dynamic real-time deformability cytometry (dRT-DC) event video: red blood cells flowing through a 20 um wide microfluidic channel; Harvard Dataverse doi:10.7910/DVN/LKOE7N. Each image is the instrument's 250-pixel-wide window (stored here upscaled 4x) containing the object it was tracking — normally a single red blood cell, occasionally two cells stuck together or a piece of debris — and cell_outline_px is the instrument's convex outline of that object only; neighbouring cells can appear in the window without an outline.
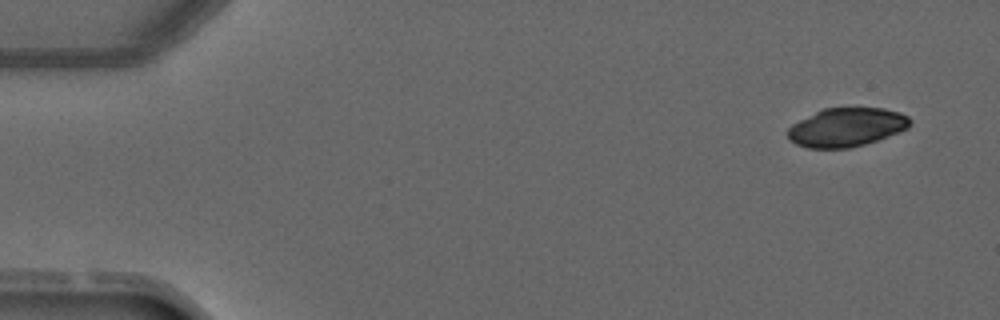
{"species": "common noctule bat (a hibernating species)", "species_latin": "Nyctalus noctula", "temperature_condition": "warm", "stored_images_in_passage": 5, "camera_frame_rate_fps": 3000, "um_per_image_px": 0.085, "animal": {"sex": "male", "forearm_length_mm": 52.5}, "frame": {"image": 1, "passage_image": 1, "time_ms": 0.0, "image_size_px": [1000, 320], "cell_outline_px": [[912, 124], [908, 128], [876, 140], [864, 144], [848, 148], [808, 148], [796, 144], [788, 140], [784, 132], [792, 124], [824, 108], [856, 104], [884, 108], [900, 112], [908, 116], [912, 120]], "centroid_in_image_um": [71.95, 10.76], "position_along_channel_um": 13.0, "area_um2": 28.5}}